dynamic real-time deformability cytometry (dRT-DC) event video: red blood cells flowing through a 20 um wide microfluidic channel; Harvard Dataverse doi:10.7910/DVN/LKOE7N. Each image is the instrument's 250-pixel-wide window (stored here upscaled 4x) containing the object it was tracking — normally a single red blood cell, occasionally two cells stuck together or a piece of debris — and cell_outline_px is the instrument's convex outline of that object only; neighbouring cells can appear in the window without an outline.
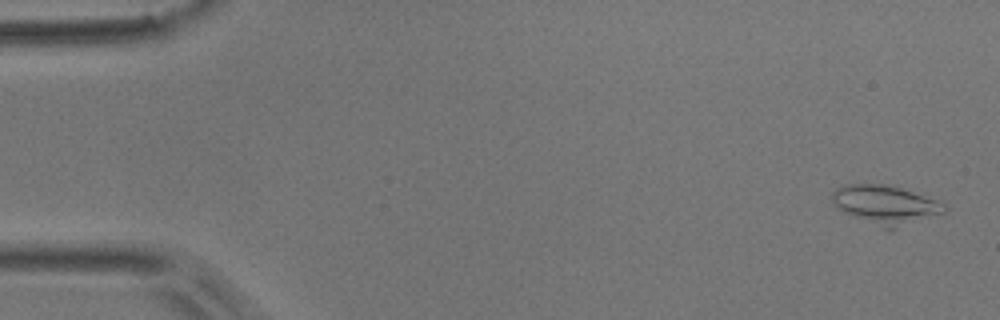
{"species": "common noctule bat (a hibernating species)", "species_latin": "Nyctalus noctula", "temperature_condition": "room temperature", "stored_images_in_passage": 5, "camera_frame_rate_fps": 3000, "um_per_image_px": 0.085, "animal": {"sex": "male", "body_mass_g": 17.9}, "frame": {"image": 1, "passage_image": 1, "time_ms": 0.0, "image_size_px": [1000, 320], "cell_outline_px": [[948, 208], [944, 212], [892, 232], [844, 212], [832, 200], [832, 192], [836, 188], [844, 184], [880, 184], [900, 188], [936, 200], [944, 204]], "centroid_in_image_um": [75.29, 17.43], "position_along_channel_um": 9.7, "area_um2": 25.26}}
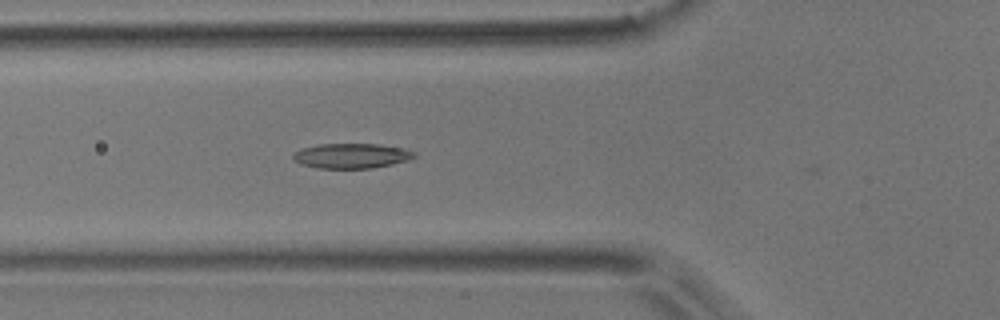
{"frame": {"image": 2, "passage_image": 5, "time_ms": 1.333, "image_size_px": [1000, 320], "cell_outline_px": [[416, 156], [408, 160], [392, 164], [372, 168], [316, 168], [300, 164], [292, 156], [292, 152], [300, 148], [320, 144], [376, 144], [404, 148], [416, 152]], "centroid_in_image_um": [29.86, 13.24], "position_along_channel_um": 95.9, "area_um2": 17.69}}